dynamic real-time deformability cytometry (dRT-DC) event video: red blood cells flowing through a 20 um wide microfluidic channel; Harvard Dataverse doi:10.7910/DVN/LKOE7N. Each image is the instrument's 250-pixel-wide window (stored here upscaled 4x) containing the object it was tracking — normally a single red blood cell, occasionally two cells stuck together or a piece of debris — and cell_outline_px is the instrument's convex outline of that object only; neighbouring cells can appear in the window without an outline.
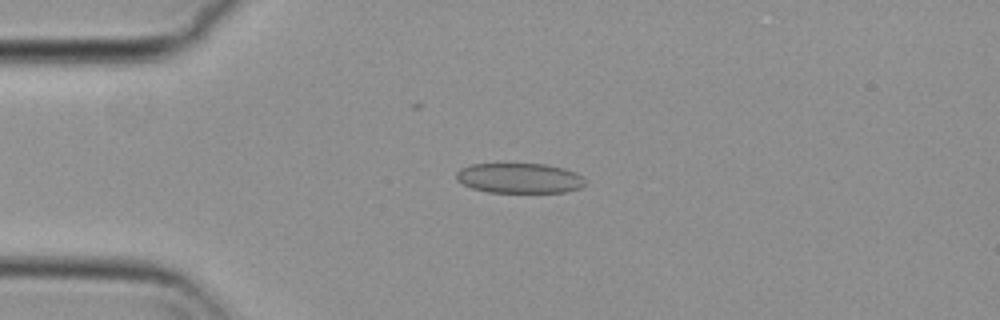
{"species": "common noctule bat (a hibernating species)", "species_latin": "Nyctalus noctula", "temperature_condition": "cold", "stored_images_in_passage": 47, "camera_frame_rate_fps": 3000, "um_per_image_px": 0.085, "animal": {"sex": "female", "body_mass_g": 29.2, "forearm_length_mm": 56.3}, "frame": {"image": 1, "passage_image": 12, "time_ms": 3.667, "image_size_px": [1000, 320], "cell_outline_px": [[584, 184], [580, 188], [564, 192], [488, 192], [472, 188], [456, 180], [456, 172], [460, 168], [472, 164], [544, 164], [564, 168], [576, 172], [584, 180]], "centroid_in_image_um": [44.13, 15.14], "position_along_channel_um": 40.9, "area_um2": 22.48}}
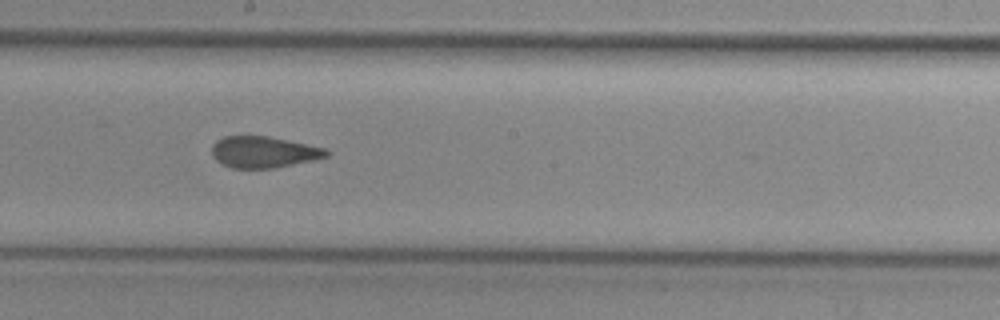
{"frame": {"image": 2, "passage_image": 29, "time_ms": 9.333, "image_size_px": [1000, 320], "cell_outline_px": [[328, 156], [312, 160], [276, 168], [232, 168], [216, 160], [212, 156], [212, 144], [216, 140], [224, 136], [268, 136], [328, 148]], "centroid_in_image_um": [22.41, 12.92], "position_along_channel_um": 225.8, "area_um2": 20.98}}
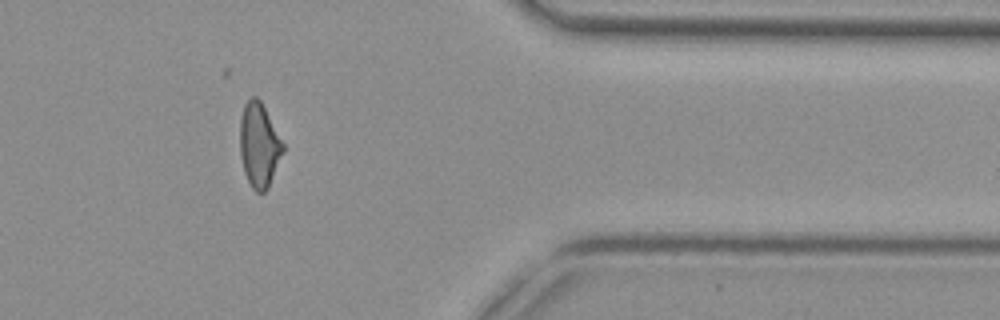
{"frame": {"image": 3, "passage_image": 44, "time_ms": 14.333, "image_size_px": [1000, 320], "cell_outline_px": [[284, 152], [268, 188], [264, 192], [256, 192], [252, 188], [244, 172], [240, 156], [240, 120], [244, 104], [252, 96], [256, 96], [260, 100], [284, 144]], "centroid_in_image_um": [22.02, 12.35], "position_along_channel_um": 389.4, "area_um2": 21.1}, "authors_computed_cell_mechanics": {"area_um2": 22.4842, "velocity_mm_per_s": 3.7087, "shape_relaxation_time_tau1_ms": null, "shape_relaxation_time_tau2_ms": 2.025, "deformation_change_tau1": null, "deformation_change_tau2": 0.0833}}